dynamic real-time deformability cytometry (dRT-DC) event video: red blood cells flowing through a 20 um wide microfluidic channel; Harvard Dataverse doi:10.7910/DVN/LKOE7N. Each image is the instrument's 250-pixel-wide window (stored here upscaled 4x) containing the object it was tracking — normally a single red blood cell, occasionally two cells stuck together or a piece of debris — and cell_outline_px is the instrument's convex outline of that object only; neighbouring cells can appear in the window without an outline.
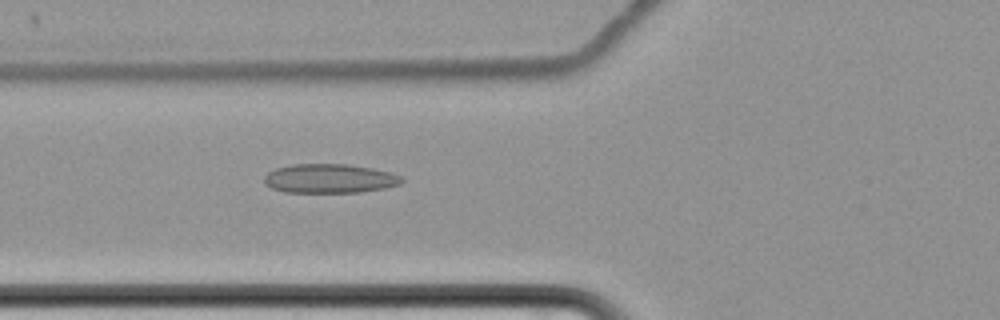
{"species": "common noctule bat (a hibernating species)", "species_latin": "Nyctalus noctula", "temperature_condition": "cold", "stored_images_in_passage": 5, "camera_frame_rate_fps": 3000, "um_per_image_px": 0.085, "animal": {"sex": "female", "body_mass_g": 22.7, "forearm_length_mm": 54.2}, "frame": {"image": 1, "passage_image": 5, "time_ms": 6.0, "image_size_px": [1000, 320], "cell_outline_px": [[404, 180], [400, 184], [384, 188], [360, 192], [284, 192], [272, 188], [264, 184], [264, 176], [268, 172], [276, 168], [292, 164], [348, 164], [372, 168], [392, 172], [400, 176]], "centroid_in_image_um": [28.01, 15.17], "position_along_channel_um": 97.8, "area_um2": 23.41}}